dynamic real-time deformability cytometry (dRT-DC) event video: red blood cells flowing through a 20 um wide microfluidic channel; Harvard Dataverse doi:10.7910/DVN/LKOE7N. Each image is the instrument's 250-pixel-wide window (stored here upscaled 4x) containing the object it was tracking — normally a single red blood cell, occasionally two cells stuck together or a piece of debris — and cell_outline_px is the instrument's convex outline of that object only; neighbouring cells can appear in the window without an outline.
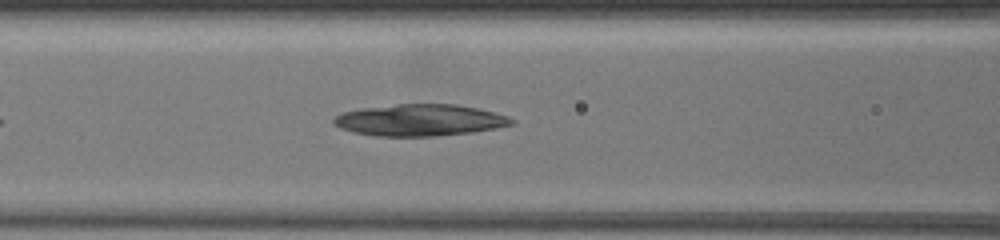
{"species": "common noctule bat (a hibernating species)", "species_latin": "Nyctalus noctula", "temperature_condition": "warm", "stored_images_in_passage": 15, "camera_frame_rate_fps": 3000, "um_per_image_px": 0.085, "animal": {"sex": "female", "body_mass_g": 19.5, "forearm_length_mm": 54.1}, "frame": {"image": 1, "passage_image": 8, "time_ms": 7.333, "image_size_px": [1000, 240], "cell_outline_px": [[516, 124], [496, 128], [472, 132], [432, 136], [376, 136], [352, 132], [340, 128], [332, 124], [332, 120], [340, 112], [360, 108], [400, 104], [456, 104], [476, 108], [508, 116], [516, 120]], "centroid_in_image_um": [35.66, 10.21], "position_along_channel_um": 130.9, "area_um2": 32.95}}
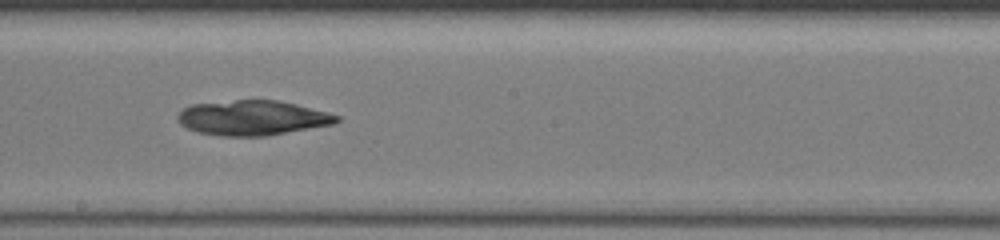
{"frame": {"image": 2, "passage_image": 12, "time_ms": 9.667, "image_size_px": [1000, 240], "cell_outline_px": [[340, 120], [332, 124], [268, 136], [220, 136], [200, 132], [188, 128], [180, 124], [176, 116], [184, 108], [192, 104], [236, 100], [276, 100], [296, 104], [340, 116]], "centroid_in_image_um": [21.44, 10.02], "position_along_channel_um": 226.8, "area_um2": 32.08}}
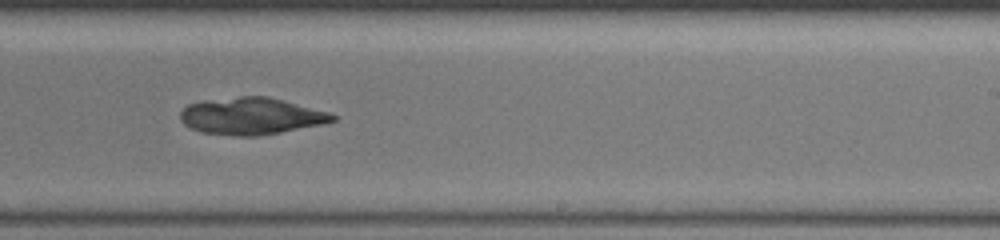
{"frame": {"image": 3, "passage_image": 14, "time_ms": 10.667, "image_size_px": [1000, 240], "cell_outline_px": [[336, 120], [324, 124], [260, 136], [236, 136], [200, 132], [184, 124], [180, 120], [180, 112], [188, 104], [240, 96], [268, 96], [328, 112], [336, 116]], "centroid_in_image_um": [21.37, 9.88], "position_along_channel_um": 267.6, "area_um2": 32.54}}